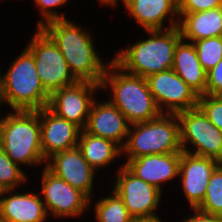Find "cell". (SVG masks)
I'll list each match as a JSON object with an SVG mask.
<instances>
[{"instance_id":"13","label":"cell","mask_w":222,"mask_h":222,"mask_svg":"<svg viewBox=\"0 0 222 222\" xmlns=\"http://www.w3.org/2000/svg\"><path fill=\"white\" fill-rule=\"evenodd\" d=\"M45 167L55 176L83 192L89 198V210H91L97 171L84 159L78 146L53 154L47 159Z\"/></svg>"},{"instance_id":"20","label":"cell","mask_w":222,"mask_h":222,"mask_svg":"<svg viewBox=\"0 0 222 222\" xmlns=\"http://www.w3.org/2000/svg\"><path fill=\"white\" fill-rule=\"evenodd\" d=\"M172 69L198 95H205L206 71L201 66L195 46L181 38L176 46Z\"/></svg>"},{"instance_id":"8","label":"cell","mask_w":222,"mask_h":222,"mask_svg":"<svg viewBox=\"0 0 222 222\" xmlns=\"http://www.w3.org/2000/svg\"><path fill=\"white\" fill-rule=\"evenodd\" d=\"M177 117L182 151L222 163V131L211 123L203 111L196 107L177 113Z\"/></svg>"},{"instance_id":"4","label":"cell","mask_w":222,"mask_h":222,"mask_svg":"<svg viewBox=\"0 0 222 222\" xmlns=\"http://www.w3.org/2000/svg\"><path fill=\"white\" fill-rule=\"evenodd\" d=\"M9 111L0 116V147L19 167H45L39 110Z\"/></svg>"},{"instance_id":"27","label":"cell","mask_w":222,"mask_h":222,"mask_svg":"<svg viewBox=\"0 0 222 222\" xmlns=\"http://www.w3.org/2000/svg\"><path fill=\"white\" fill-rule=\"evenodd\" d=\"M35 7L41 18L37 20V28H42L46 23L54 20L67 19L66 13H60L57 9L65 4H68L69 0H33ZM58 11V12H57Z\"/></svg>"},{"instance_id":"21","label":"cell","mask_w":222,"mask_h":222,"mask_svg":"<svg viewBox=\"0 0 222 222\" xmlns=\"http://www.w3.org/2000/svg\"><path fill=\"white\" fill-rule=\"evenodd\" d=\"M179 29L186 41L222 37V7L202 12L179 13Z\"/></svg>"},{"instance_id":"1","label":"cell","mask_w":222,"mask_h":222,"mask_svg":"<svg viewBox=\"0 0 222 222\" xmlns=\"http://www.w3.org/2000/svg\"><path fill=\"white\" fill-rule=\"evenodd\" d=\"M77 25L67 18L50 21L42 29L57 44L78 81L101 85L106 67L112 59L104 63L88 29Z\"/></svg>"},{"instance_id":"32","label":"cell","mask_w":222,"mask_h":222,"mask_svg":"<svg viewBox=\"0 0 222 222\" xmlns=\"http://www.w3.org/2000/svg\"><path fill=\"white\" fill-rule=\"evenodd\" d=\"M132 222H165L159 216L151 218H135Z\"/></svg>"},{"instance_id":"3","label":"cell","mask_w":222,"mask_h":222,"mask_svg":"<svg viewBox=\"0 0 222 222\" xmlns=\"http://www.w3.org/2000/svg\"><path fill=\"white\" fill-rule=\"evenodd\" d=\"M105 89L112 91L108 100L124 114L130 124L146 122L161 114L146 78L125 72L113 60L107 65L101 83L103 93Z\"/></svg>"},{"instance_id":"36","label":"cell","mask_w":222,"mask_h":222,"mask_svg":"<svg viewBox=\"0 0 222 222\" xmlns=\"http://www.w3.org/2000/svg\"><path fill=\"white\" fill-rule=\"evenodd\" d=\"M2 107V102H1V96H0V110H1Z\"/></svg>"},{"instance_id":"25","label":"cell","mask_w":222,"mask_h":222,"mask_svg":"<svg viewBox=\"0 0 222 222\" xmlns=\"http://www.w3.org/2000/svg\"><path fill=\"white\" fill-rule=\"evenodd\" d=\"M197 209L207 214L222 216V163L209 179L205 198Z\"/></svg>"},{"instance_id":"31","label":"cell","mask_w":222,"mask_h":222,"mask_svg":"<svg viewBox=\"0 0 222 222\" xmlns=\"http://www.w3.org/2000/svg\"><path fill=\"white\" fill-rule=\"evenodd\" d=\"M192 215L186 219L182 220L180 222H222V216L221 215H214V214H207L199 209H191ZM194 213V214H193Z\"/></svg>"},{"instance_id":"12","label":"cell","mask_w":222,"mask_h":222,"mask_svg":"<svg viewBox=\"0 0 222 222\" xmlns=\"http://www.w3.org/2000/svg\"><path fill=\"white\" fill-rule=\"evenodd\" d=\"M100 84L78 81L50 94L48 108L59 117L68 120L84 130L93 101L97 98Z\"/></svg>"},{"instance_id":"2","label":"cell","mask_w":222,"mask_h":222,"mask_svg":"<svg viewBox=\"0 0 222 222\" xmlns=\"http://www.w3.org/2000/svg\"><path fill=\"white\" fill-rule=\"evenodd\" d=\"M147 39L118 50L112 60L125 72L148 77L172 68L175 49L182 38L179 26L165 30H146Z\"/></svg>"},{"instance_id":"35","label":"cell","mask_w":222,"mask_h":222,"mask_svg":"<svg viewBox=\"0 0 222 222\" xmlns=\"http://www.w3.org/2000/svg\"><path fill=\"white\" fill-rule=\"evenodd\" d=\"M3 192H4V189L0 186V201L2 199Z\"/></svg>"},{"instance_id":"7","label":"cell","mask_w":222,"mask_h":222,"mask_svg":"<svg viewBox=\"0 0 222 222\" xmlns=\"http://www.w3.org/2000/svg\"><path fill=\"white\" fill-rule=\"evenodd\" d=\"M28 41L25 48L33 55L39 79L49 94L78 82L57 44L42 28L36 27Z\"/></svg>"},{"instance_id":"9","label":"cell","mask_w":222,"mask_h":222,"mask_svg":"<svg viewBox=\"0 0 222 222\" xmlns=\"http://www.w3.org/2000/svg\"><path fill=\"white\" fill-rule=\"evenodd\" d=\"M41 175V191L48 216L55 219L77 218L89 209V198L79 189L72 187L63 179L55 176L46 167Z\"/></svg>"},{"instance_id":"10","label":"cell","mask_w":222,"mask_h":222,"mask_svg":"<svg viewBox=\"0 0 222 222\" xmlns=\"http://www.w3.org/2000/svg\"><path fill=\"white\" fill-rule=\"evenodd\" d=\"M116 175L112 190L122 198L133 219L158 216L163 196L159 189L133 175L123 164Z\"/></svg>"},{"instance_id":"26","label":"cell","mask_w":222,"mask_h":222,"mask_svg":"<svg viewBox=\"0 0 222 222\" xmlns=\"http://www.w3.org/2000/svg\"><path fill=\"white\" fill-rule=\"evenodd\" d=\"M198 59L203 69L208 72L222 59V37H212L193 41Z\"/></svg>"},{"instance_id":"11","label":"cell","mask_w":222,"mask_h":222,"mask_svg":"<svg viewBox=\"0 0 222 222\" xmlns=\"http://www.w3.org/2000/svg\"><path fill=\"white\" fill-rule=\"evenodd\" d=\"M161 113L177 114L198 107V95L171 68L146 77Z\"/></svg>"},{"instance_id":"30","label":"cell","mask_w":222,"mask_h":222,"mask_svg":"<svg viewBox=\"0 0 222 222\" xmlns=\"http://www.w3.org/2000/svg\"><path fill=\"white\" fill-rule=\"evenodd\" d=\"M205 94L222 96V59L206 73Z\"/></svg>"},{"instance_id":"33","label":"cell","mask_w":222,"mask_h":222,"mask_svg":"<svg viewBox=\"0 0 222 222\" xmlns=\"http://www.w3.org/2000/svg\"><path fill=\"white\" fill-rule=\"evenodd\" d=\"M103 1L110 7L114 6V0H103Z\"/></svg>"},{"instance_id":"24","label":"cell","mask_w":222,"mask_h":222,"mask_svg":"<svg viewBox=\"0 0 222 222\" xmlns=\"http://www.w3.org/2000/svg\"><path fill=\"white\" fill-rule=\"evenodd\" d=\"M26 174L0 147V186L4 190H17L18 187L29 183V176Z\"/></svg>"},{"instance_id":"17","label":"cell","mask_w":222,"mask_h":222,"mask_svg":"<svg viewBox=\"0 0 222 222\" xmlns=\"http://www.w3.org/2000/svg\"><path fill=\"white\" fill-rule=\"evenodd\" d=\"M103 101H93L84 130L91 135L112 140L122 148L131 124L109 100Z\"/></svg>"},{"instance_id":"29","label":"cell","mask_w":222,"mask_h":222,"mask_svg":"<svg viewBox=\"0 0 222 222\" xmlns=\"http://www.w3.org/2000/svg\"><path fill=\"white\" fill-rule=\"evenodd\" d=\"M222 7V0H178V13L202 12Z\"/></svg>"},{"instance_id":"22","label":"cell","mask_w":222,"mask_h":222,"mask_svg":"<svg viewBox=\"0 0 222 222\" xmlns=\"http://www.w3.org/2000/svg\"><path fill=\"white\" fill-rule=\"evenodd\" d=\"M78 148L88 164L98 172L122 156V148L114 141L81 130Z\"/></svg>"},{"instance_id":"15","label":"cell","mask_w":222,"mask_h":222,"mask_svg":"<svg viewBox=\"0 0 222 222\" xmlns=\"http://www.w3.org/2000/svg\"><path fill=\"white\" fill-rule=\"evenodd\" d=\"M126 13L146 30H165L179 25L178 0H121ZM120 0L112 7L117 8ZM168 22V24H164ZM168 26V27H167Z\"/></svg>"},{"instance_id":"23","label":"cell","mask_w":222,"mask_h":222,"mask_svg":"<svg viewBox=\"0 0 222 222\" xmlns=\"http://www.w3.org/2000/svg\"><path fill=\"white\" fill-rule=\"evenodd\" d=\"M110 193L109 196L98 198L93 205L96 222H132L133 217L122 198L113 190Z\"/></svg>"},{"instance_id":"6","label":"cell","mask_w":222,"mask_h":222,"mask_svg":"<svg viewBox=\"0 0 222 222\" xmlns=\"http://www.w3.org/2000/svg\"><path fill=\"white\" fill-rule=\"evenodd\" d=\"M182 152L177 114L161 113L157 118L131 124L122 147L125 163L151 154ZM128 157V158H127Z\"/></svg>"},{"instance_id":"5","label":"cell","mask_w":222,"mask_h":222,"mask_svg":"<svg viewBox=\"0 0 222 222\" xmlns=\"http://www.w3.org/2000/svg\"><path fill=\"white\" fill-rule=\"evenodd\" d=\"M1 66V65H0ZM0 67V96L2 106L10 110L37 111L48 106L50 94L44 89L33 55L22 50L2 75Z\"/></svg>"},{"instance_id":"34","label":"cell","mask_w":222,"mask_h":222,"mask_svg":"<svg viewBox=\"0 0 222 222\" xmlns=\"http://www.w3.org/2000/svg\"><path fill=\"white\" fill-rule=\"evenodd\" d=\"M70 1V0H69ZM97 2H99L98 4L99 5H104V6H107V4L103 1V0H98Z\"/></svg>"},{"instance_id":"19","label":"cell","mask_w":222,"mask_h":222,"mask_svg":"<svg viewBox=\"0 0 222 222\" xmlns=\"http://www.w3.org/2000/svg\"><path fill=\"white\" fill-rule=\"evenodd\" d=\"M4 190L0 201L1 222H46L49 218L41 195L37 192Z\"/></svg>"},{"instance_id":"18","label":"cell","mask_w":222,"mask_h":222,"mask_svg":"<svg viewBox=\"0 0 222 222\" xmlns=\"http://www.w3.org/2000/svg\"><path fill=\"white\" fill-rule=\"evenodd\" d=\"M181 152L151 154L130 159L123 165L136 177L155 186L163 193L162 185L179 176Z\"/></svg>"},{"instance_id":"28","label":"cell","mask_w":222,"mask_h":222,"mask_svg":"<svg viewBox=\"0 0 222 222\" xmlns=\"http://www.w3.org/2000/svg\"><path fill=\"white\" fill-rule=\"evenodd\" d=\"M198 107L211 123L222 131V96L202 95L198 97Z\"/></svg>"},{"instance_id":"14","label":"cell","mask_w":222,"mask_h":222,"mask_svg":"<svg viewBox=\"0 0 222 222\" xmlns=\"http://www.w3.org/2000/svg\"><path fill=\"white\" fill-rule=\"evenodd\" d=\"M220 164L212 158L181 152L178 176L181 187L179 188L183 189L189 208L197 209L202 204L209 179Z\"/></svg>"},{"instance_id":"16","label":"cell","mask_w":222,"mask_h":222,"mask_svg":"<svg viewBox=\"0 0 222 222\" xmlns=\"http://www.w3.org/2000/svg\"><path fill=\"white\" fill-rule=\"evenodd\" d=\"M41 146L47 160L53 154L77 147L81 129L59 117L48 107L39 110Z\"/></svg>"}]
</instances>
